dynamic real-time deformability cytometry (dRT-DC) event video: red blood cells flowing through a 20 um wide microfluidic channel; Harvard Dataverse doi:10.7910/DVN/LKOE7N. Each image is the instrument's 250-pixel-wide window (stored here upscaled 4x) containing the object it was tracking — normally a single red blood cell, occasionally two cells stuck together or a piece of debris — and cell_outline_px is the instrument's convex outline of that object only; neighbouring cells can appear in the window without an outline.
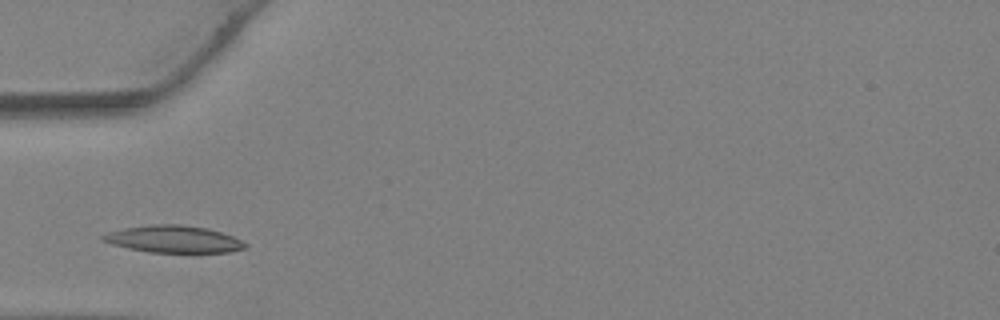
{"species": "Egyptian fruit bat (a non-hibernating species)", "species_latin": "Rousettus aegyptiacus", "temperature_condition": "warm", "stored_images_in_passage": 23, "camera_frame_rate_fps": 3000, "um_per_image_px": 0.085, "animal": {"sex": "female"}, "frame": {"image": 1, "passage_image": 5, "time_ms": 1.333, "image_size_px": [1000, 320], "cell_outline_px": [[248, 248], [228, 252], [148, 252], [128, 248], [112, 244], [104, 240], [100, 236], [124, 228], [152, 224], [180, 224], [208, 228], [232, 236], [248, 244]], "centroid_in_image_um": [14.8, 20.33], "position_along_channel_um": 70.2, "area_um2": 22.25}}
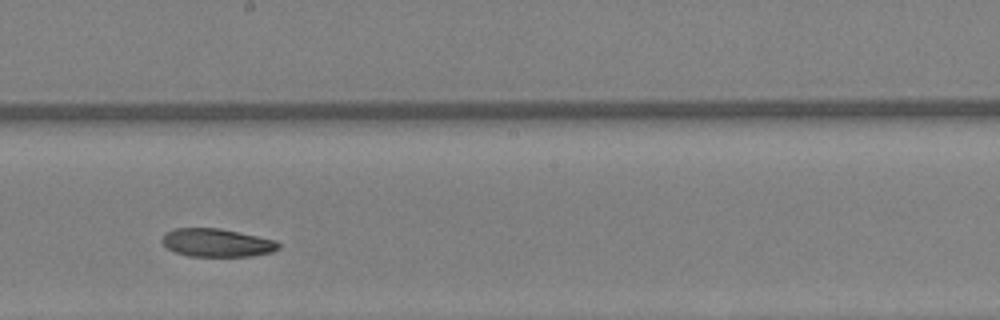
{"frame": {"image": 2, "passage_image": 14, "time_ms": 4.333, "image_size_px": [1000, 320], "cell_outline_px": [[280, 248], [272, 252], [252, 256], [188, 256], [176, 252], [168, 248], [160, 240], [164, 232], [176, 228], [220, 228], [276, 240], [280, 244]], "centroid_in_image_um": [18.43, 20.63], "position_along_channel_um": 229.8, "area_um2": 19.19}}
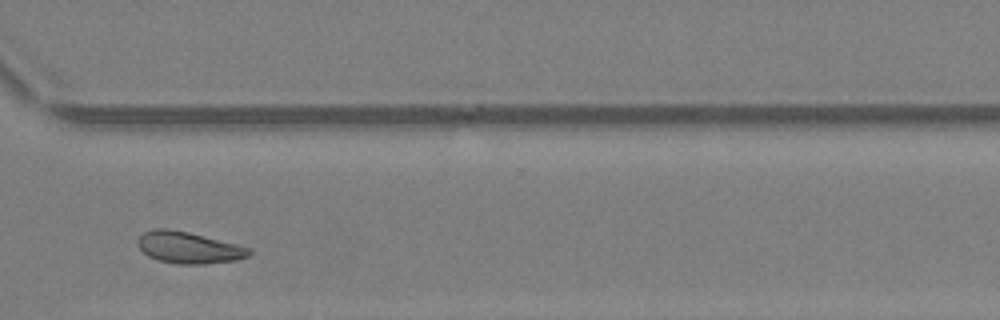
{"frame": {"image": 3, "passage_image": 21, "time_ms": 6.667, "image_size_px": [1000, 320], "cell_outline_px": [[252, 252], [248, 256], [236, 260], [204, 264], [180, 264], [156, 260], [148, 256], [136, 244], [136, 240], [144, 232], [156, 228], [168, 228], [188, 232], [236, 244], [248, 248]], "centroid_in_image_um": [15.99, 21.05], "position_along_channel_um": 354.6, "area_um2": 20.4}}